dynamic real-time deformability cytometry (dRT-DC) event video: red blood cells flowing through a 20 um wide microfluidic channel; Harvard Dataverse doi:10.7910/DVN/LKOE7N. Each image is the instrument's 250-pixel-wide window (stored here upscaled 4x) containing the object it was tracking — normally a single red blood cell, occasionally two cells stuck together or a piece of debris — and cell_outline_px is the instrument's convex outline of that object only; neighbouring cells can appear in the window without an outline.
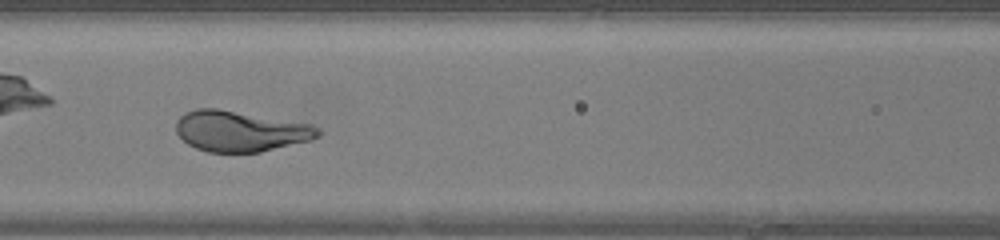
{"species": "human", "species_latin": "Homo sapiens", "temperature_condition": "warm", "stored_images_in_passage": 37, "camera_frame_rate_fps": 3000, "um_per_image_px": 0.085, "donor": {"sex": "female"}, "frame": {"image": 1, "passage_image": 16, "time_ms": 5.0, "image_size_px": [1000, 240], "cell_outline_px": [[320, 136], [312, 140], [260, 152], [208, 152], [196, 148], [188, 144], [176, 132], [176, 120], [184, 112], [196, 108], [216, 108], [312, 124], [320, 128]], "centroid_in_image_um": [20.43, 11.14], "position_along_channel_um": 146.2, "area_um2": 33.76}}
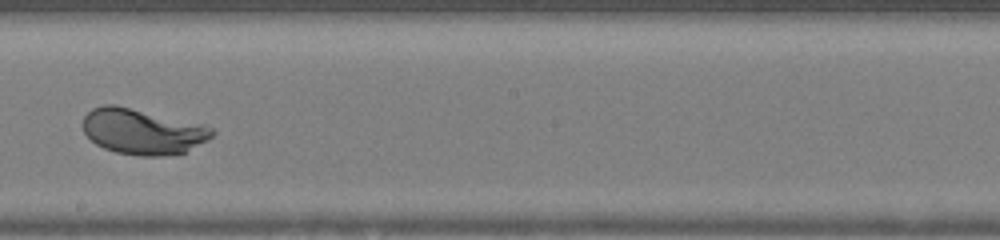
{"frame": {"image": 2, "passage_image": 22, "time_ms": 7.0, "image_size_px": [1000, 240], "cell_outline_px": [[216, 132], [208, 140], [184, 152], [160, 156], [140, 156], [116, 152], [104, 148], [96, 144], [84, 132], [84, 116], [92, 108], [104, 104], [116, 104], [204, 124], [212, 128]], "centroid_in_image_um": [12.13, 11.16], "position_along_channel_um": 236.1, "area_um2": 34.33}}
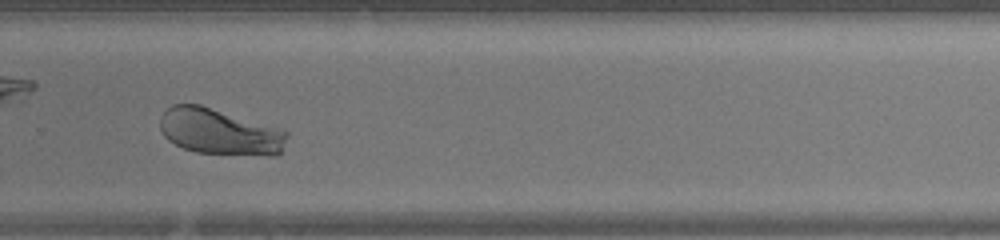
{"frame": {"image": 3, "passage_image": 27, "time_ms": 8.667, "image_size_px": [1000, 240], "cell_outline_px": [[288, 136], [280, 152], [276, 156], [272, 156], [196, 152], [184, 148], [168, 140], [164, 136], [160, 128], [160, 116], [172, 104], [200, 104], [288, 132]], "centroid_in_image_um": [18.63, 11.2], "position_along_channel_um": 311.2, "area_um2": 33.7}}